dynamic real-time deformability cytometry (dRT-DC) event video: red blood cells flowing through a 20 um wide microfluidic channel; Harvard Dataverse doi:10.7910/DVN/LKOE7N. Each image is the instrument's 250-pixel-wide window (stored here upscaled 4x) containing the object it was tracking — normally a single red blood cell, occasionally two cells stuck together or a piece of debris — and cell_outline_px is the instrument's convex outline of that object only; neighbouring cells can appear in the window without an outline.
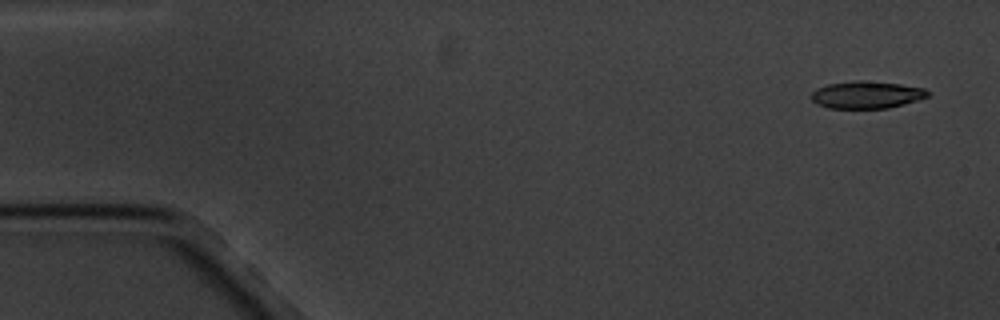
{"species": "common noctule bat (a hibernating species)", "species_latin": "Nyctalus noctula", "temperature_condition": "cold", "stored_images_in_passage": 5, "camera_frame_rate_fps": 3000, "um_per_image_px": 0.085, "animal": {"sex": "male", "body_mass_g": 20.1, "forearm_length_mm": 53.5}, "frame": {"image": 1, "passage_image": 1, "time_ms": 0.0, "image_size_px": [1000, 320], "cell_outline_px": [[928, 96], [904, 104], [888, 108], [828, 108], [816, 104], [812, 100], [812, 92], [816, 88], [828, 84], [856, 80], [864, 80], [900, 84], [924, 88], [928, 92]], "centroid_in_image_um": [73.62, 8.05], "position_along_channel_um": 11.4, "area_um2": 18.44}}
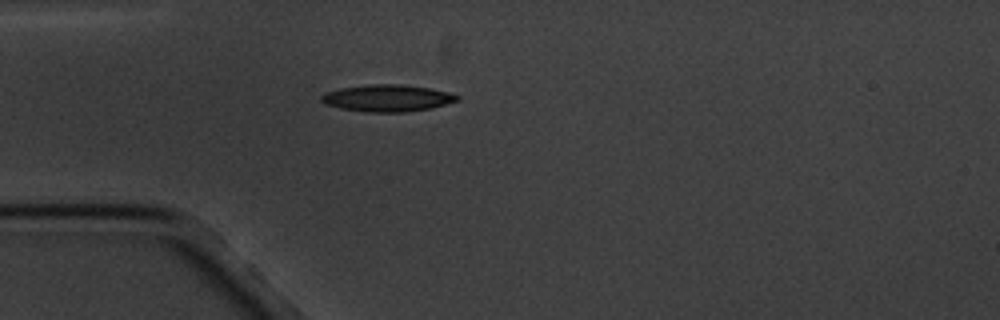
{"frame": {"image": 2, "passage_image": 4, "time_ms": 4.333, "image_size_px": [1000, 320], "cell_outline_px": [[460, 100], [432, 108], [404, 112], [364, 112], [340, 108], [324, 104], [320, 100], [320, 96], [324, 92], [340, 88], [368, 84], [400, 84], [428, 88], [448, 92], [460, 96]], "centroid_in_image_um": [32.89, 8.34], "position_along_channel_um": 52.1, "area_um2": 21.44}}